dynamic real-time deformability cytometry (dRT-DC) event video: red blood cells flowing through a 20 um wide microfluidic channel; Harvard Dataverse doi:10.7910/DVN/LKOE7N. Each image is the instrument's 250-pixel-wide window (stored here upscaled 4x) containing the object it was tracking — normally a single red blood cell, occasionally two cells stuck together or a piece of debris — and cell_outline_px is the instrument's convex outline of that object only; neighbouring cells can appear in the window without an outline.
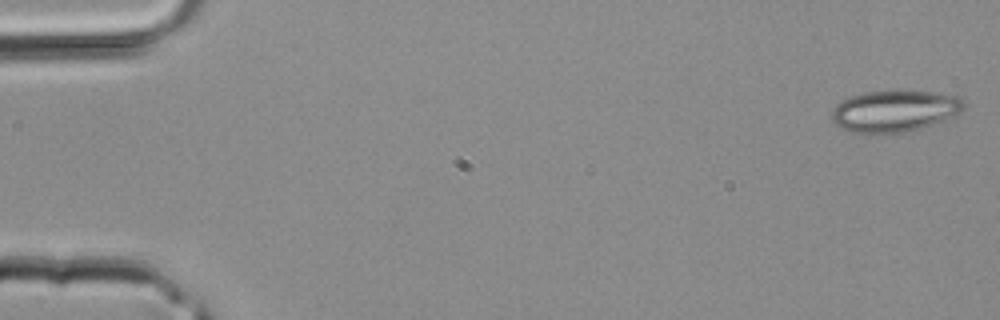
{"species": "common noctule bat (a hibernating species)", "species_latin": "Nyctalus noctula", "temperature_condition": "room temperature", "stored_images_in_passage": 4, "camera_frame_rate_fps": 3000, "um_per_image_px": 0.085, "animal": {"sex": "male", "body_mass_g": 20.4}, "frame": {"image": 1, "passage_image": 1, "time_ms": 0.0, "image_size_px": [1000, 320], "cell_outline_px": [[968, 104], [960, 112], [944, 120], [920, 128], [904, 132], [852, 132], [840, 128], [832, 120], [832, 112], [836, 104], [852, 96], [864, 92], [932, 92], [960, 96]], "centroid_in_image_um": [76.08, 9.44], "position_along_channel_um": 8.9, "area_um2": 31.39}}